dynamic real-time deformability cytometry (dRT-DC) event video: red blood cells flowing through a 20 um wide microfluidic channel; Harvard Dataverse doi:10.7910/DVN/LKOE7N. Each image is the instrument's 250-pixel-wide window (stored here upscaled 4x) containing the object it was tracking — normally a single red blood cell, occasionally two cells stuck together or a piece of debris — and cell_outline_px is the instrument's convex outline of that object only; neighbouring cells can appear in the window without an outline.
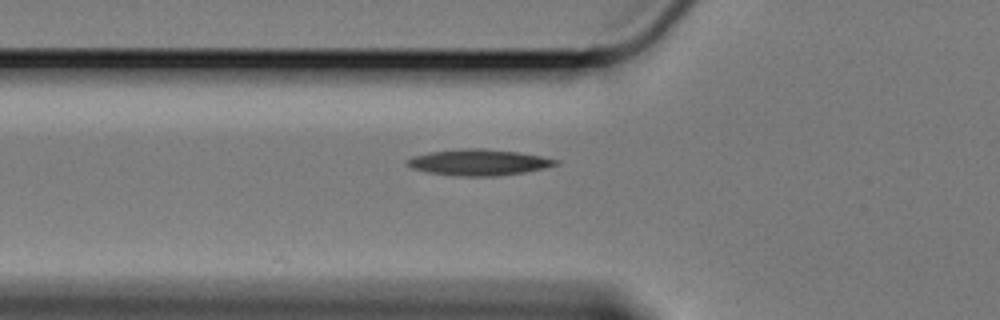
{"species": "Egyptian fruit bat (a non-hibernating species)", "species_latin": "Rousettus aegyptiacus", "temperature_condition": "cold", "stored_images_in_passage": 36, "camera_frame_rate_fps": 3000, "um_per_image_px": 0.085, "animal": {"sex": "female"}, "frame": {"image": 1, "passage_image": 2, "time_ms": 0.333, "image_size_px": [1000, 320], "cell_outline_px": [[560, 164], [544, 168], [524, 172], [492, 176], [452, 176], [424, 172], [412, 168], [404, 164], [404, 160], [412, 156], [428, 152], [464, 148], [484, 148], [516, 152], [540, 156], [560, 160]], "centroid_in_image_um": [40.61, 13.8], "position_along_channel_um": 85.2, "area_um2": 22.83}}
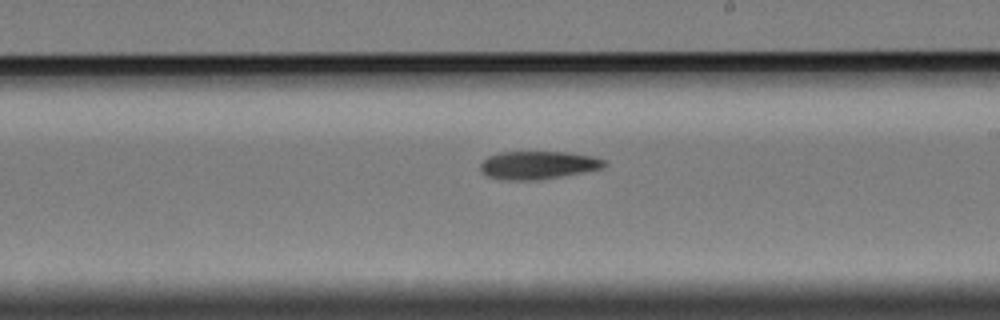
{"frame": {"image": 2, "passage_image": 16, "time_ms": 5.0, "image_size_px": [1000, 320], "cell_outline_px": [[608, 164], [604, 168], [560, 176], [536, 180], [500, 180], [488, 176], [480, 172], [480, 164], [488, 156], [500, 152], [568, 152], [592, 156], [604, 160]], "centroid_in_image_um": [45.71, 14.03], "position_along_channel_um": 243.3, "area_um2": 20.29}}
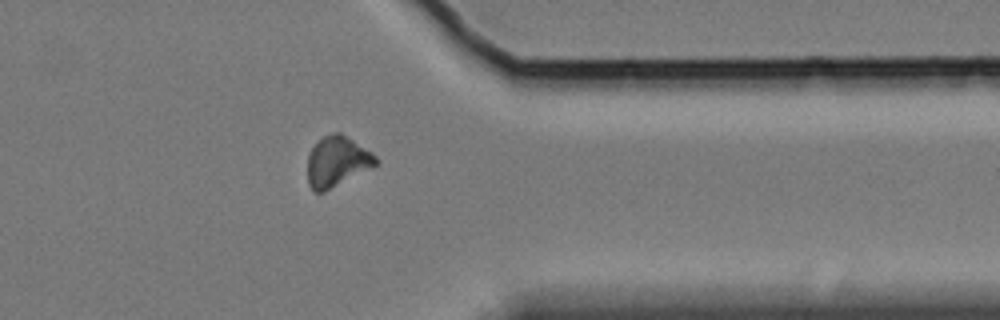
{"frame": {"image": 3, "passage_image": 29, "time_ms": 9.333, "image_size_px": [1000, 320], "cell_outline_px": [[380, 164], [324, 192], [316, 192], [308, 184], [308, 156], [312, 148], [324, 136], [332, 132], [340, 132], [372, 152], [380, 160]], "centroid_in_image_um": [28.69, 13.73], "position_along_channel_um": 382.7, "area_um2": 20.06}}